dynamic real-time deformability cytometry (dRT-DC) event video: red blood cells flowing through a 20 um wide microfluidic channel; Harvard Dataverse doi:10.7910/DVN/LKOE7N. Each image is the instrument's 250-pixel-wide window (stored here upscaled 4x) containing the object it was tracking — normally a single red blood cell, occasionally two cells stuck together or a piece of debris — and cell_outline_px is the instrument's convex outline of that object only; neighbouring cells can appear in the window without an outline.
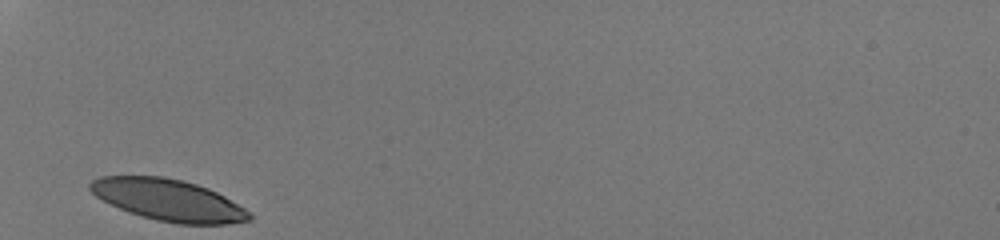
{"species": "human", "species_latin": "Homo sapiens", "temperature_condition": "room temperature", "stored_images_in_passage": 25, "camera_frame_rate_fps": 3000, "um_per_image_px": 0.085, "donor": {"sex": "male"}, "frame": {"image": 1, "passage_image": 1, "time_ms": 0.0, "image_size_px": [1000, 240], "cell_outline_px": [[252, 220], [224, 224], [176, 224], [156, 220], [128, 212], [96, 196], [88, 188], [88, 184], [92, 180], [100, 176], [164, 176], [184, 180], [208, 188], [224, 196], [244, 208], [252, 216]], "centroid_in_image_um": [14.3, 16.99], "position_along_channel_um": 70.7, "area_um2": 38.44}}
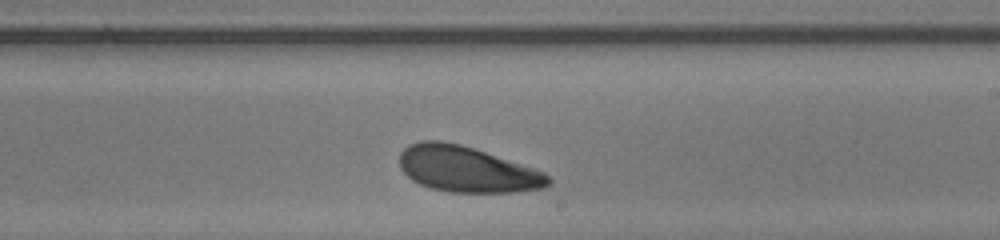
{"frame": {"image": 2, "passage_image": 15, "time_ms": 4.667, "image_size_px": [1000, 240], "cell_outline_px": [[552, 184], [544, 188], [516, 192], [448, 192], [432, 188], [420, 184], [412, 180], [400, 168], [400, 152], [404, 148], [420, 140], [440, 140], [460, 144], [544, 172], [552, 180]], "centroid_in_image_um": [39.68, 14.4], "position_along_channel_um": 249.3, "area_um2": 39.42}}
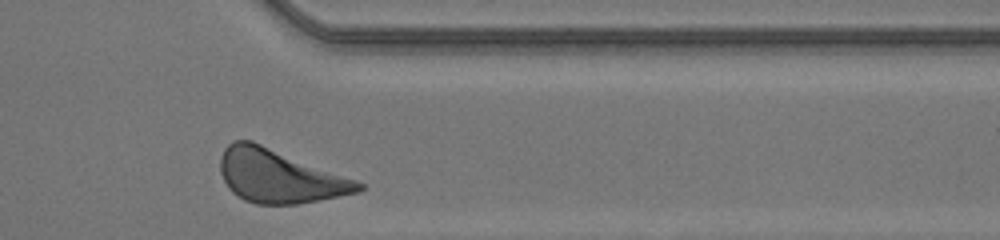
{"frame": {"image": 3, "passage_image": 25, "time_ms": 8.0, "image_size_px": [1000, 240], "cell_outline_px": [[364, 188], [360, 192], [296, 204], [256, 204], [244, 200], [232, 192], [228, 188], [220, 172], [220, 156], [224, 148], [232, 140], [252, 140], [356, 180], [364, 184]], "centroid_in_image_um": [23.71, 14.97], "position_along_channel_um": 387.7, "area_um2": 42.71}, "authors_computed_cell_mechanics": {"area_um2": 39.7086, "velocity_mm_per_s": 4.1333, "shape_relaxation_time_tau1_ms": 1.5805, "shape_relaxation_time_tau2_ms": null, "deformation_change_tau1": 0.1082, "deformation_change_tau2": null}}